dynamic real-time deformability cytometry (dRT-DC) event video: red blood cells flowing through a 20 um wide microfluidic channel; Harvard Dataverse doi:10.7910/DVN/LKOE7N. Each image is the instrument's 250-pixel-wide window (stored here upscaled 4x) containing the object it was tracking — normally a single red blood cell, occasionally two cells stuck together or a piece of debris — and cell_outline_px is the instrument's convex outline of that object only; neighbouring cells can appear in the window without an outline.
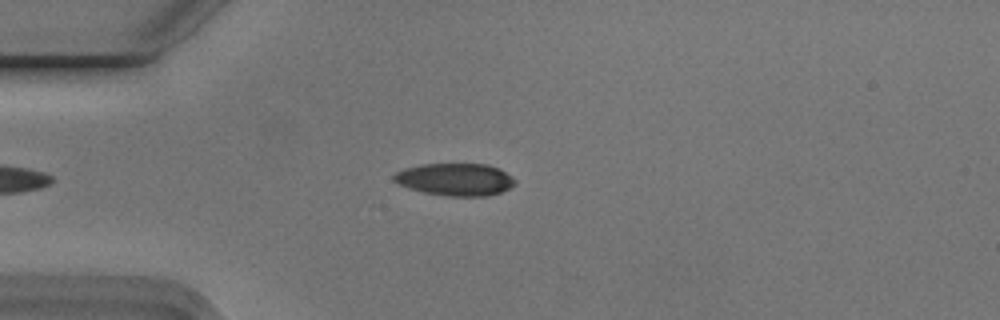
{"species": "Egyptian fruit bat (a non-hibernating species)", "species_latin": "Rousettus aegyptiacus", "temperature_condition": "cold", "stored_images_in_passage": 46, "camera_frame_rate_fps": 3000, "um_per_image_px": 0.085, "animal": {"sex": "male"}, "frame": {"image": 1, "passage_image": 10, "time_ms": 3.0, "image_size_px": [1000, 320], "cell_outline_px": [[516, 184], [500, 192], [488, 196], [448, 196], [424, 192], [408, 188], [392, 180], [392, 176], [396, 172], [404, 168], [420, 164], [488, 164], [500, 168], [512, 176], [516, 180]], "centroid_in_image_um": [38.7, 15.24], "position_along_channel_um": 46.3, "area_um2": 23.0}}
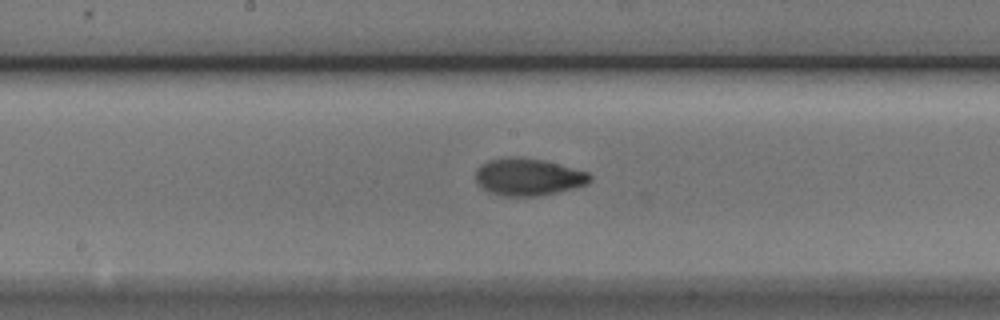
{"frame": {"image": 2, "passage_image": 24, "time_ms": 7.667, "image_size_px": [1000, 320], "cell_outline_px": [[592, 180], [588, 184], [576, 188], [540, 196], [500, 196], [484, 188], [476, 180], [476, 172], [484, 164], [492, 160], [508, 156], [516, 156], [544, 160], [588, 172], [592, 176]], "centroid_in_image_um": [44.98, 15.05], "position_along_channel_um": 203.2, "area_um2": 24.68}}
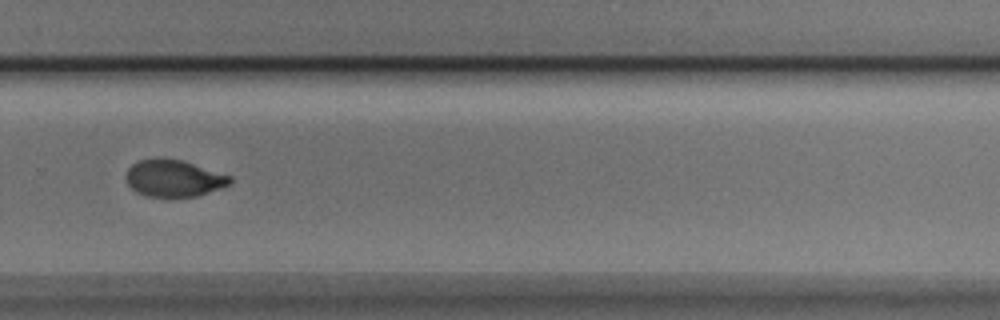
{"frame": {"image": 3, "passage_image": 33, "time_ms": 10.667, "image_size_px": [1000, 320], "cell_outline_px": [[232, 180], [228, 184], [196, 196], [148, 196], [136, 192], [128, 184], [124, 176], [128, 168], [136, 160], [156, 156], [164, 156], [184, 160], [232, 176]], "centroid_in_image_um": [14.7, 15.09], "position_along_channel_um": 315.1, "area_um2": 22.66}, "authors_computed_cell_mechanics": {"area_um2": 23.1489, "velocity_mm_per_s": 3.738, "shape_relaxation_time_tau1_ms": 3.6559, "shape_relaxation_time_tau2_ms": 1.3101, "deformation_change_tau1": 0.1638, "deformation_change_tau2": 0.052}}